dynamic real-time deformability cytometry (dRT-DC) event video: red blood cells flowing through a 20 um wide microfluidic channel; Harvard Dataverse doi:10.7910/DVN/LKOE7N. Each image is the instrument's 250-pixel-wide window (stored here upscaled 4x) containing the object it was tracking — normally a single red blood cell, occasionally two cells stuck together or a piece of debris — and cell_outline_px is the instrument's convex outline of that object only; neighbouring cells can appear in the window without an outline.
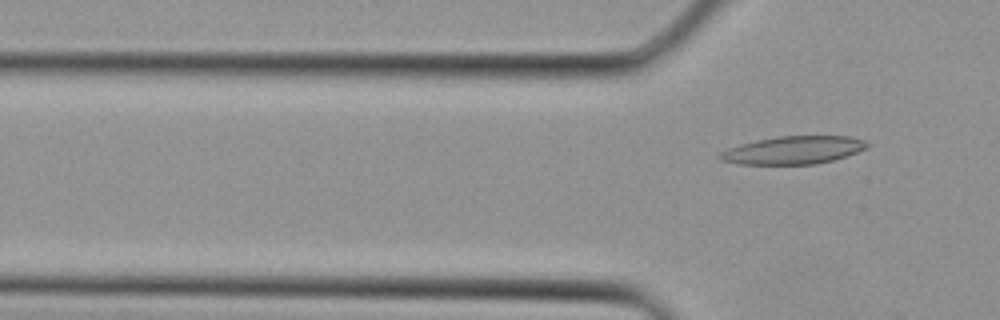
{"species": "Egyptian fruit bat (a non-hibernating species)", "species_latin": "Rousettus aegyptiacus", "temperature_condition": "cold", "stored_images_in_passage": 2, "camera_frame_rate_fps": 3000, "um_per_image_px": 0.085, "animal": {"sex": "female"}, "frame": {"image": 1, "passage_image": 2, "time_ms": 0.333, "image_size_px": [1000, 320], "cell_outline_px": [[872, 144], [868, 148], [832, 160], [816, 164], [740, 164], [720, 160], [716, 156], [720, 152], [728, 148], [740, 144], [756, 140], [780, 136], [848, 136], [864, 140]], "centroid_in_image_um": [67.42, 12.76], "position_along_channel_um": 58.4, "area_um2": 23.93}}